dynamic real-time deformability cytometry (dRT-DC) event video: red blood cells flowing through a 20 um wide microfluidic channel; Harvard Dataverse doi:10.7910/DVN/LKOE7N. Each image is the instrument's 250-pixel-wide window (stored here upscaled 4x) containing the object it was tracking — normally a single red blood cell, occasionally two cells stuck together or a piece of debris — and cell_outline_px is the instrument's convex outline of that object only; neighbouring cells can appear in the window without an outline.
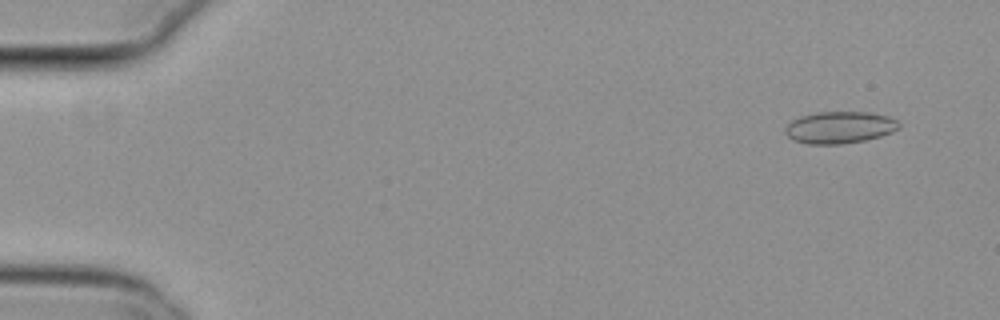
{"species": "common noctule bat (a hibernating species)", "species_latin": "Nyctalus noctula", "temperature_condition": "cold", "stored_images_in_passage": 55, "camera_frame_rate_fps": 3000, "um_per_image_px": 0.085, "animal": {"sex": "female", "body_mass_g": 29.2, "forearm_length_mm": 56.3}, "frame": {"image": 1, "passage_image": 4, "time_ms": 1.0, "image_size_px": [1000, 320], "cell_outline_px": [[900, 128], [892, 132], [880, 136], [864, 140], [840, 144], [808, 144], [792, 140], [784, 132], [784, 128], [792, 120], [800, 116], [816, 112], [868, 112], [888, 116], [896, 120], [900, 124]], "centroid_in_image_um": [71.35, 10.83], "position_along_channel_um": 13.7, "area_um2": 21.21}}
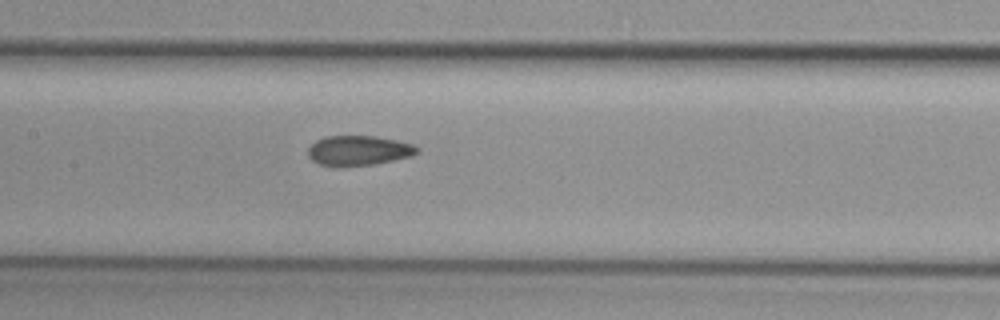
{"frame": {"image": 2, "passage_image": 27, "time_ms": 8.667, "image_size_px": [1000, 320], "cell_outline_px": [[420, 152], [412, 156], [372, 164], [340, 168], [336, 168], [320, 164], [312, 160], [308, 156], [308, 148], [316, 140], [328, 136], [376, 136], [396, 140], [412, 144], [420, 148]], "centroid_in_image_um": [30.47, 12.81], "position_along_channel_um": 176.9, "area_um2": 19.25}}
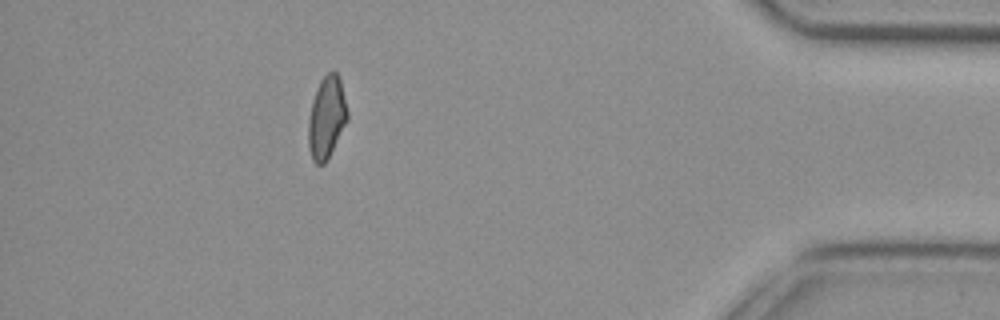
{"frame": {"image": 3, "passage_image": 49, "time_ms": 16.0, "image_size_px": [1000, 320], "cell_outline_px": [[348, 120], [328, 160], [324, 164], [316, 164], [312, 160], [308, 148], [308, 120], [316, 88], [320, 80], [328, 72], [336, 72], [340, 76], [348, 112]], "centroid_in_image_um": [27.77, 10.01], "position_along_channel_um": 407.4, "area_um2": 18.96}, "authors_computed_cell_mechanics": {"area_um2": 19.2474, "velocity_mm_per_s": 3.8207, "shape_relaxation_time_tau1_ms": null, "shape_relaxation_time_tau2_ms": 3.1524, "deformation_change_tau1": null, "deformation_change_tau2": 0.084}}